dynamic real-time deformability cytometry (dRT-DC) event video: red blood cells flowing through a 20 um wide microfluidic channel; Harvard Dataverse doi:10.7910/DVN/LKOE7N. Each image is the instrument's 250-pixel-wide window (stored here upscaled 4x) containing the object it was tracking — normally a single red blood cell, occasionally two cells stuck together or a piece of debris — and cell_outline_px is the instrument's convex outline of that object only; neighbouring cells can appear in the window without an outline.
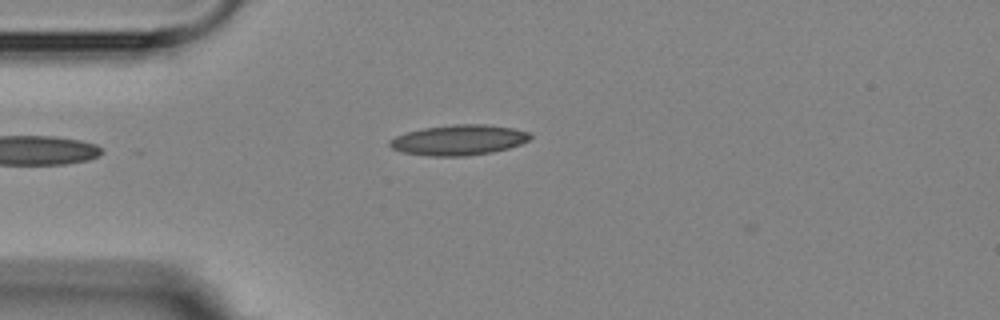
{"species": "Egyptian fruit bat (a non-hibernating species)", "species_latin": "Rousettus aegyptiacus", "temperature_condition": "room temperature", "stored_images_in_passage": 1, "camera_frame_rate_fps": 3000, "um_per_image_px": 0.085, "animal": {"sex": "female"}, "frame": {"image": 1, "passage_image": 1, "time_ms": 0.0, "image_size_px": [1000, 320], "cell_outline_px": [[532, 136], [528, 140], [520, 144], [508, 148], [492, 152], [464, 156], [428, 156], [400, 152], [392, 148], [388, 144], [388, 140], [396, 136], [408, 132], [424, 128], [456, 124], [488, 124], [512, 128], [528, 132]], "centroid_in_image_um": [38.97, 11.9], "position_along_channel_um": 46.0, "area_um2": 24.8}}